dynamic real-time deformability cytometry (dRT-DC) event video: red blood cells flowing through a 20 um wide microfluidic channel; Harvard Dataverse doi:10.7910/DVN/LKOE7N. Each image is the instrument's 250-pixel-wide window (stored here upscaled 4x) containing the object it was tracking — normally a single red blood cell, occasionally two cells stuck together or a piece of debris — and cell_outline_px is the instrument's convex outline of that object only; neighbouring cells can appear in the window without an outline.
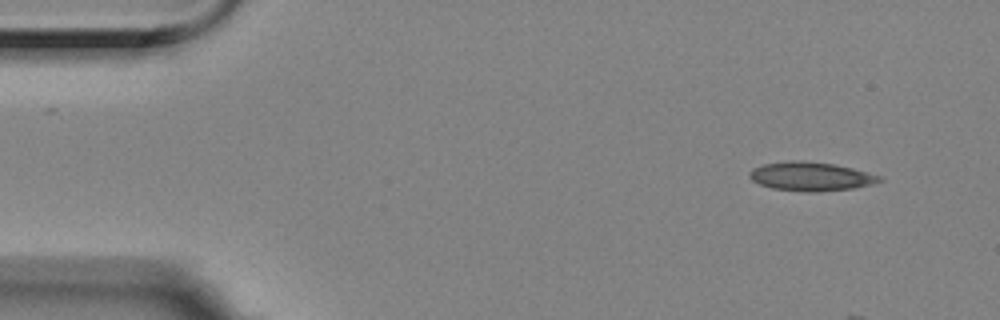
{"species": "Egyptian fruit bat (a non-hibernating species)", "species_latin": "Rousettus aegyptiacus", "temperature_condition": "room temperature", "stored_images_in_passage": 4, "camera_frame_rate_fps": 3000, "um_per_image_px": 0.085, "animal": {"sex": "female"}, "frame": {"image": 1, "passage_image": 1, "time_ms": 0.0, "image_size_px": [1000, 320], "cell_outline_px": [[884, 180], [872, 184], [852, 188], [816, 192], [772, 188], [760, 184], [752, 180], [748, 176], [752, 168], [764, 164], [788, 160], [800, 160], [832, 164], [852, 168], [880, 176]], "centroid_in_image_um": [68.9, 14.98], "position_along_channel_um": 16.1, "area_um2": 21.56}}